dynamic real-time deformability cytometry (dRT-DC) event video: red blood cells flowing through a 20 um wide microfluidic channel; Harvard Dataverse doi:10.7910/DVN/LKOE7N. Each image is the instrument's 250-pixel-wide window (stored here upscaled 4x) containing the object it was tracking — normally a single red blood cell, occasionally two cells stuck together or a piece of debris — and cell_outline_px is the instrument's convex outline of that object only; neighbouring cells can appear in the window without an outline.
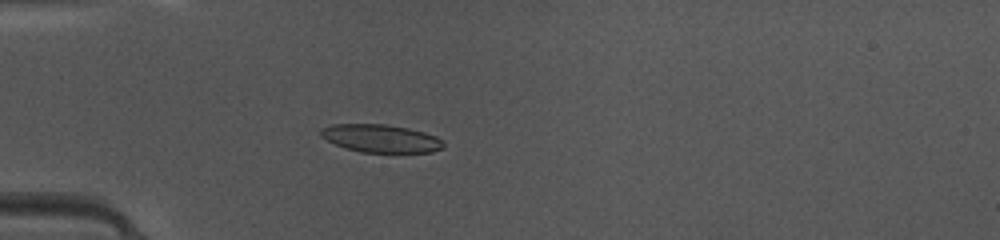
{"species": "common noctule bat (a hibernating species)", "species_latin": "Nyctalus noctula", "temperature_condition": "warm", "stored_images_in_passage": 35, "camera_frame_rate_fps": 3000, "um_per_image_px": 0.085, "animal": {"sex": "female", "body_mass_g": 10.0, "forearm_length_mm": 53.1}, "frame": {"image": 1, "passage_image": 1, "time_ms": 0.0, "image_size_px": [1000, 240], "cell_outline_px": [[444, 148], [432, 152], [360, 152], [344, 148], [320, 136], [320, 128], [332, 124], [384, 124], [408, 128], [424, 132], [436, 136], [444, 140]], "centroid_in_image_um": [32.38, 11.76], "position_along_channel_um": 52.6, "area_um2": 20.06}}
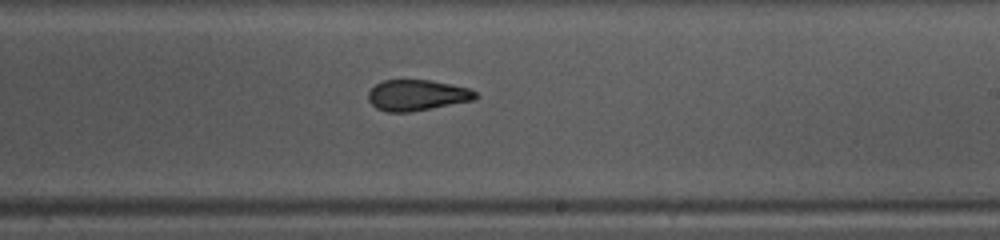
{"frame": {"image": 2, "passage_image": 16, "time_ms": 5.0, "image_size_px": [1000, 240], "cell_outline_px": [[480, 96], [476, 100], [412, 112], [388, 112], [376, 108], [368, 100], [368, 92], [376, 84], [384, 80], [432, 80], [472, 88]], "centroid_in_image_um": [35.51, 8.09], "position_along_channel_um": 253.5, "area_um2": 19.65}}
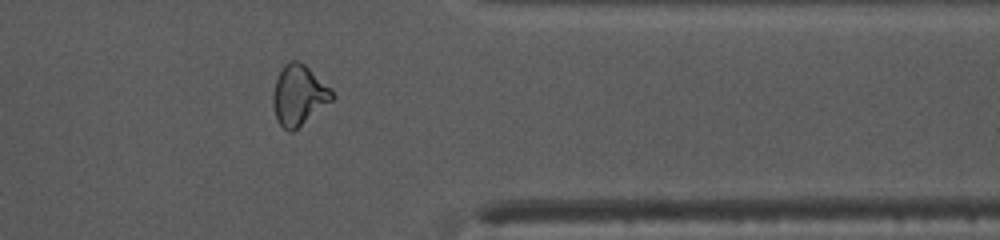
{"frame": {"image": 3, "passage_image": 26, "time_ms": 8.333, "image_size_px": [1000, 240], "cell_outline_px": [[336, 96], [332, 100], [292, 132], [288, 132], [280, 124], [276, 116], [272, 100], [272, 96], [276, 80], [284, 64], [288, 60], [296, 60], [304, 64], [332, 88]], "centroid_in_image_um": [25.41, 8.07], "position_along_channel_um": 386.0, "area_um2": 20.58}, "authors_computed_cell_mechanics": {"area_um2": 20.1144, "velocity_mm_per_s": 4.2026, "shape_relaxation_time_tau1_ms": 11.2791, "shape_relaxation_time_tau2_ms": 1.7337, "deformation_change_tau1": 0.2446, "deformation_change_tau2": 0.0879}}